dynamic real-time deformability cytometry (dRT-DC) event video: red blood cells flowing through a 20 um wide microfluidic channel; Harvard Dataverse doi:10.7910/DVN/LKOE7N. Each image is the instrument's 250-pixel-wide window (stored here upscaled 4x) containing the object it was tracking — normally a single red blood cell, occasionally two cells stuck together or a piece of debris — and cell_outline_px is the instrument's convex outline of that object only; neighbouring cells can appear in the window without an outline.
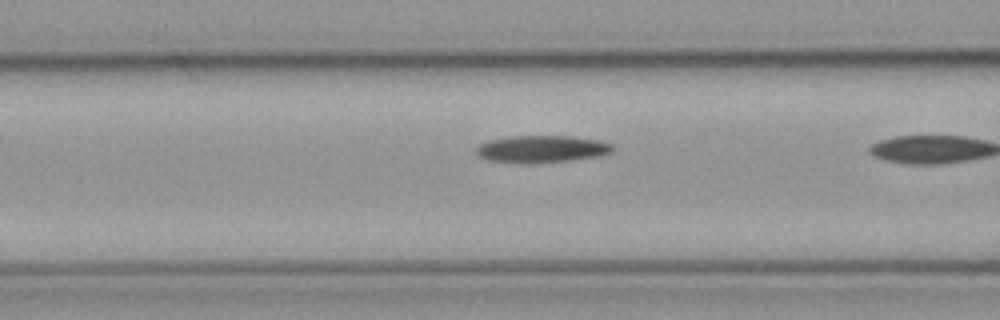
{"species": "common noctule bat (a hibernating species)", "species_latin": "Nyctalus noctula", "temperature_condition": "cold", "stored_images_in_passage": 9, "camera_frame_rate_fps": 3000, "um_per_image_px": 0.085, "animal": {"sex": "male", "body_mass_g": 23.1, "forearm_length_mm": 52.7}, "frame": {"image": 1, "passage_image": 8, "time_ms": 2.333, "image_size_px": [1000, 320], "cell_outline_px": [[616, 148], [612, 152], [600, 156], [572, 160], [532, 164], [524, 164], [488, 160], [480, 156], [476, 152], [476, 148], [480, 144], [488, 140], [512, 136], [572, 136], [600, 140], [612, 144]], "centroid_in_image_um": [46.09, 12.67], "position_along_channel_um": 120.5, "area_um2": 21.91}}